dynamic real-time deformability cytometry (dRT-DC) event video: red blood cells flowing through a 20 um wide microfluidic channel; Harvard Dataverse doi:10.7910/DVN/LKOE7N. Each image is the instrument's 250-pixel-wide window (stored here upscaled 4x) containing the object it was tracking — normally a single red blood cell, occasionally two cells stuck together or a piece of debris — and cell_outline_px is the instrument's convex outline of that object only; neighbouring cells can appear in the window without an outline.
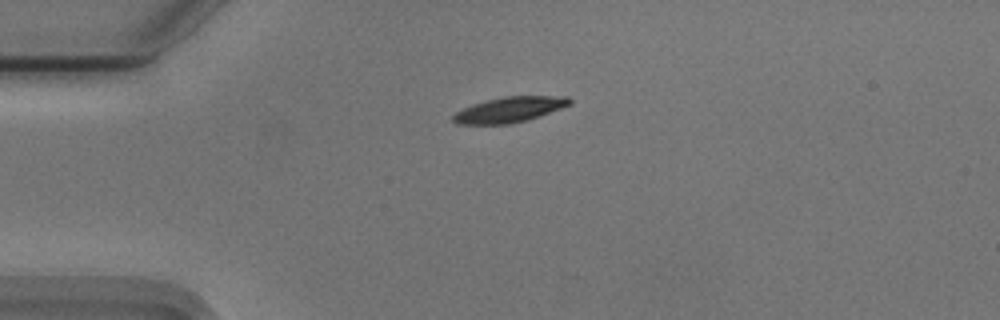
{"species": "Egyptian fruit bat (a non-hibernating species)", "species_latin": "Rousettus aegyptiacus", "temperature_condition": "cold", "stored_images_in_passage": 43, "camera_frame_rate_fps": 3000, "um_per_image_px": 0.085, "animal": {"sex": "male"}, "frame": {"image": 1, "passage_image": 1, "time_ms": 0.0, "image_size_px": [1000, 320], "cell_outline_px": [[572, 104], [524, 120], [508, 124], [456, 124], [452, 120], [452, 116], [456, 112], [472, 104], [504, 96], [568, 96], [572, 100]], "centroid_in_image_um": [43.28, 9.31], "position_along_channel_um": 41.7, "area_um2": 16.94}}
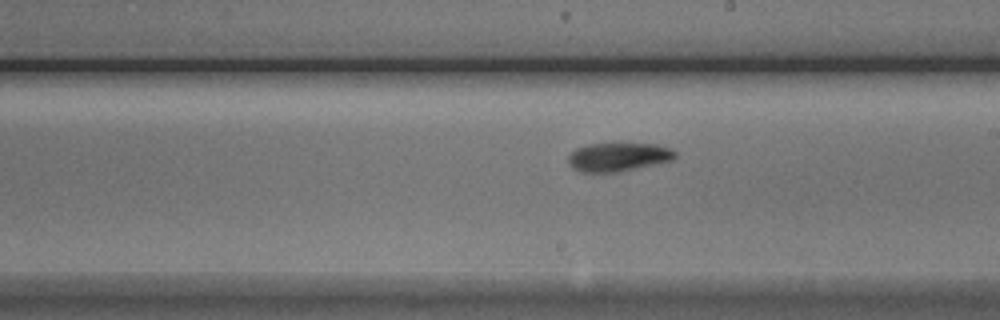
{"frame": {"image": 2, "passage_image": 19, "time_ms": 6.0, "image_size_px": [1000, 320], "cell_outline_px": [[676, 156], [672, 160], [656, 164], [620, 172], [580, 172], [572, 168], [568, 164], [568, 156], [576, 148], [588, 144], [656, 144], [672, 148], [676, 152]], "centroid_in_image_um": [52.55, 13.35], "position_along_channel_um": 236.4, "area_um2": 17.92}}
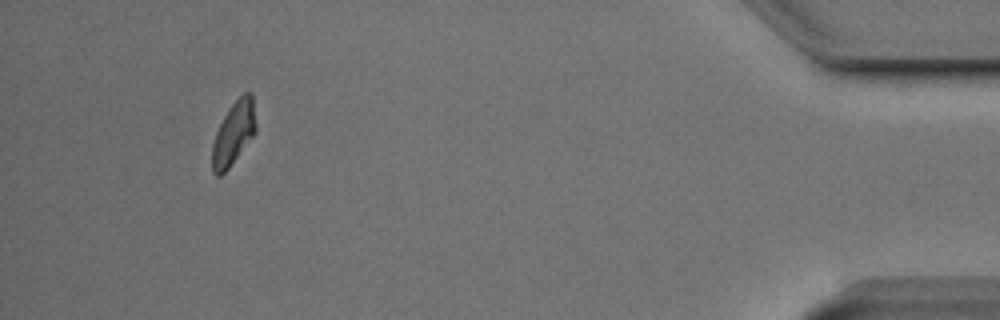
{"frame": {"image": 3, "passage_image": 39, "time_ms": 12.667, "image_size_px": [1000, 320], "cell_outline_px": [[256, 132], [228, 168], [220, 176], [216, 176], [212, 172], [212, 144], [216, 132], [224, 116], [232, 104], [244, 92], [252, 92], [256, 124]], "centroid_in_image_um": [19.86, 11.32], "position_along_channel_um": 415.3, "area_um2": 15.95}, "authors_computed_cell_mechanics": {"area_um2": 17.1088, "velocity_mm_per_s": 3.7008, "shape_relaxation_time_tau1_ms": 4.2292, "shape_relaxation_time_tau2_ms": 7.4983, "deformation_change_tau1": 0.1515, "deformation_change_tau2": 0.1126}}